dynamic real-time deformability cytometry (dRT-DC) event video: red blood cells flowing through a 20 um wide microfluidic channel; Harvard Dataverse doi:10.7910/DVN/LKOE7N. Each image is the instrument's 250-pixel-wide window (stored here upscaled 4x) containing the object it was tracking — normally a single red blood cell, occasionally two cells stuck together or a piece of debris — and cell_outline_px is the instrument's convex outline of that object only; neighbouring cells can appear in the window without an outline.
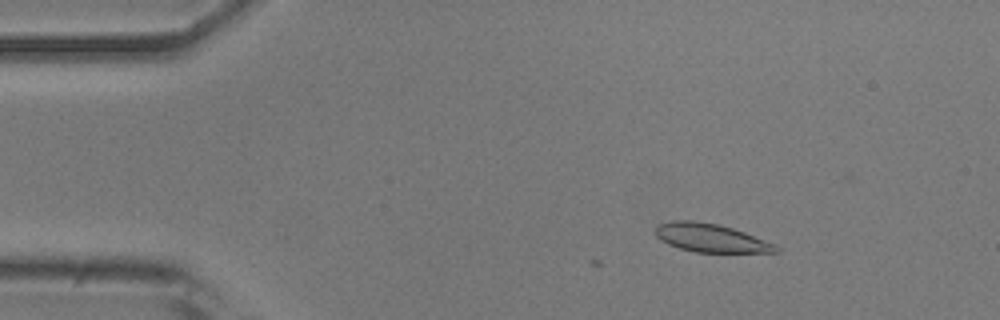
{"species": "common noctule bat (a hibernating species)", "species_latin": "Nyctalus noctula", "temperature_condition": "room temperature", "stored_images_in_passage": 8, "camera_frame_rate_fps": 3000, "um_per_image_px": 0.085, "animal": {"sex": "male", "body_mass_g": 20.5, "forearm_length_mm": 52.5}, "frame": {"image": 1, "passage_image": 8, "time_ms": 2.333, "image_size_px": [1000, 320], "cell_outline_px": [[780, 252], [696, 252], [680, 248], [668, 244], [660, 240], [656, 236], [656, 224], [672, 220], [692, 220], [716, 224], [732, 228], [744, 232], [776, 244], [780, 248]], "centroid_in_image_um": [60.4, 20.22], "position_along_channel_um": 24.6, "area_um2": 19.88}}